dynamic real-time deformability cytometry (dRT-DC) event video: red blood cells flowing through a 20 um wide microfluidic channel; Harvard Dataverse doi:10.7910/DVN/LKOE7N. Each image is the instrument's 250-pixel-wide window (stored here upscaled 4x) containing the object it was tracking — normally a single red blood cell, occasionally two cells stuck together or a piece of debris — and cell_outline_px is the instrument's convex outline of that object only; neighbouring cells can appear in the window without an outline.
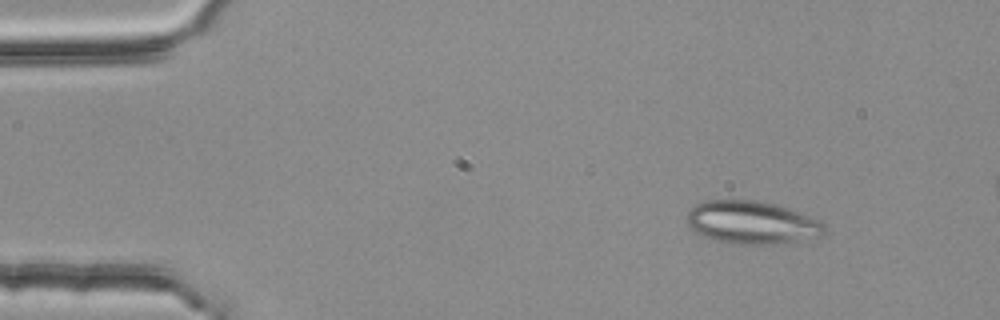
{"species": "common noctule bat (a hibernating species)", "species_latin": "Nyctalus noctula", "temperature_condition": "room temperature", "stored_images_in_passage": 3, "camera_frame_rate_fps": 3000, "um_per_image_px": 0.085, "animal": {"sex": "female", "body_mass_g": 25.1}, "frame": {"image": 1, "passage_image": 1, "time_ms": 0.0, "image_size_px": [1000, 320], "cell_outline_px": [[824, 232], [820, 236], [772, 244], [740, 244], [716, 240], [704, 236], [688, 228], [688, 212], [696, 204], [704, 200], [756, 200], [772, 204], [800, 212], [820, 220], [824, 224]], "centroid_in_image_um": [63.88, 18.9], "position_along_channel_um": 21.1, "area_um2": 33.93}}